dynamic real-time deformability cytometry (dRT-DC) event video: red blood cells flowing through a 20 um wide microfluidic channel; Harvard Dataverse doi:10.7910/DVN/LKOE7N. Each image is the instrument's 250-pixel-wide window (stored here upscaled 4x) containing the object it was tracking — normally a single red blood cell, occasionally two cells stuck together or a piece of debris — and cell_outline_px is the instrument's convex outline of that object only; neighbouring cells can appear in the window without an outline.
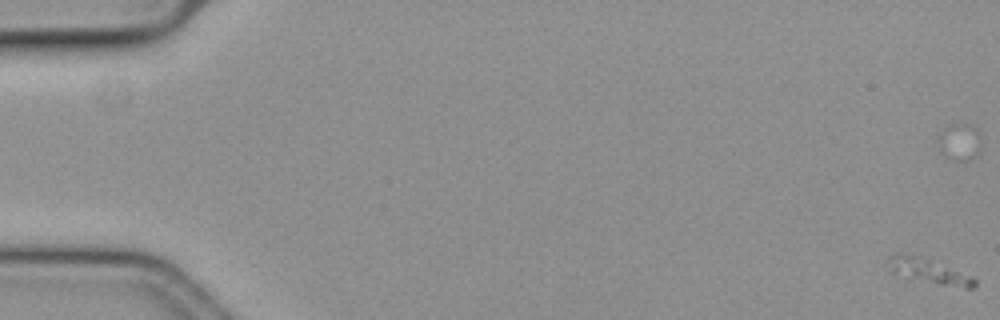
{"species": "common noctule bat (a hibernating species)", "species_latin": "Nyctalus noctula", "temperature_condition": "cold", "stored_images_in_passage": 61, "camera_frame_rate_fps": 3000, "um_per_image_px": 0.085, "animal": {"sex": "female", "body_mass_g": 19.3, "forearm_length_mm": 54.1}, "frame": {"image": 1, "passage_image": 1, "time_ms": 0.0, "image_size_px": [1000, 320], "cell_outline_px": [[976, 284], [972, 288], [964, 288], [940, 284], [888, 272], [888, 260], [892, 252], [896, 252], [916, 256], [928, 260], [972, 276], [976, 280]], "centroid_in_image_um": [78.89, 23.04], "position_along_channel_um": 6.1, "area_um2": 11.96}}
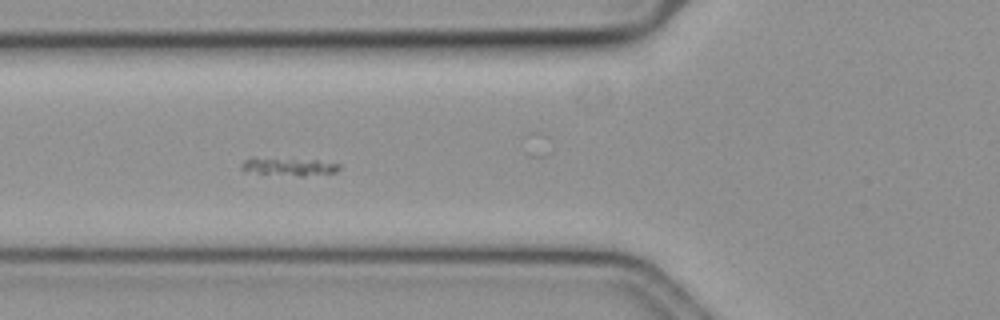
{"frame": {"image": 2, "passage_image": 24, "time_ms": 7.667, "image_size_px": [1000, 320], "cell_outline_px": [[340, 168], [336, 172], [304, 176], [300, 176], [244, 172], [240, 168], [240, 164], [244, 160], [252, 156], [316, 160], [340, 164]], "centroid_in_image_um": [24.44, 14.14], "position_along_channel_um": 101.4, "area_um2": 10.58}}
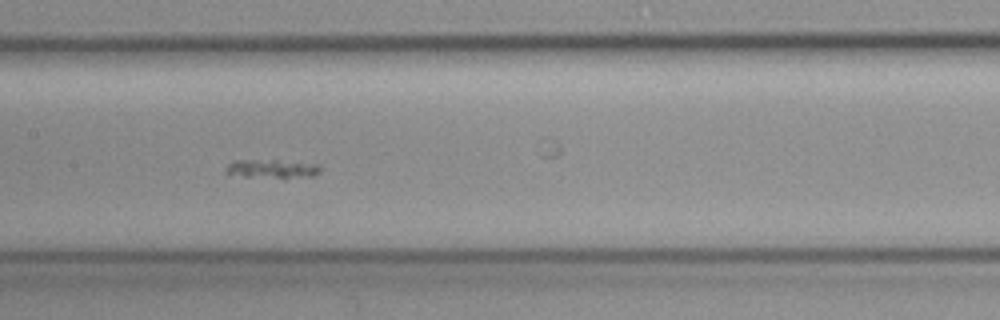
{"frame": {"image": 3, "passage_image": 31, "time_ms": 10.0, "image_size_px": [1000, 320], "cell_outline_px": [[320, 172], [316, 176], [228, 176], [224, 172], [224, 168], [232, 160], [276, 160], [320, 164]], "centroid_in_image_um": [23.03, 14.32], "position_along_channel_um": 184.4, "area_um2": 10.12}}